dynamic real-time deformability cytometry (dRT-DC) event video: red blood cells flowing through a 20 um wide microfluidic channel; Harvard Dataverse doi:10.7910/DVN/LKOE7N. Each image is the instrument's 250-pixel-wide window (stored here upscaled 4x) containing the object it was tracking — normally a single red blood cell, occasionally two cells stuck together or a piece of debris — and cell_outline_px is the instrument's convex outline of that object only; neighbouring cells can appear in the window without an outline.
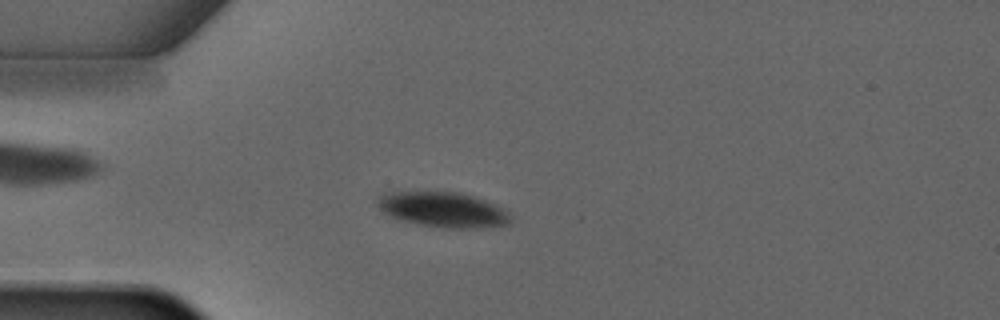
{"species": "common noctule bat (a hibernating species)", "species_latin": "Nyctalus noctula", "temperature_condition": "warm", "stored_images_in_passage": 4, "camera_frame_rate_fps": 3000, "um_per_image_px": 0.085, "animal": {"sex": "male", "forearm_length_mm": 52.5}, "frame": {"image": 1, "passage_image": 3, "time_ms": 2.333, "image_size_px": [1000, 320], "cell_outline_px": [[512, 220], [508, 224], [472, 228], [444, 228], [420, 224], [404, 220], [392, 216], [380, 208], [380, 196], [392, 192], [460, 192], [484, 200], [504, 208], [512, 216]], "centroid_in_image_um": [37.76, 17.82], "position_along_channel_um": 47.2, "area_um2": 26.59}}